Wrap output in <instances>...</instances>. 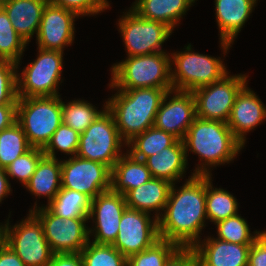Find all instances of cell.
<instances>
[{"mask_svg": "<svg viewBox=\"0 0 266 266\" xmlns=\"http://www.w3.org/2000/svg\"><path fill=\"white\" fill-rule=\"evenodd\" d=\"M171 185L163 214L158 218L159 237L180 247H193L202 238L207 222L206 175H191L179 187ZM206 223V224H205Z\"/></svg>", "mask_w": 266, "mask_h": 266, "instance_id": "cell-1", "label": "cell"}, {"mask_svg": "<svg viewBox=\"0 0 266 266\" xmlns=\"http://www.w3.org/2000/svg\"><path fill=\"white\" fill-rule=\"evenodd\" d=\"M186 158L189 152L197 154L199 162L194 175H212L214 167L231 163L244 149L227 123L196 117L182 139Z\"/></svg>", "mask_w": 266, "mask_h": 266, "instance_id": "cell-2", "label": "cell"}, {"mask_svg": "<svg viewBox=\"0 0 266 266\" xmlns=\"http://www.w3.org/2000/svg\"><path fill=\"white\" fill-rule=\"evenodd\" d=\"M107 100V110L113 115L116 127L127 144L135 136L154 126L155 116L165 94L172 89L135 88L119 90Z\"/></svg>", "mask_w": 266, "mask_h": 266, "instance_id": "cell-3", "label": "cell"}, {"mask_svg": "<svg viewBox=\"0 0 266 266\" xmlns=\"http://www.w3.org/2000/svg\"><path fill=\"white\" fill-rule=\"evenodd\" d=\"M110 83L119 90L135 88L173 89L168 52L126 57L111 67Z\"/></svg>", "mask_w": 266, "mask_h": 266, "instance_id": "cell-4", "label": "cell"}, {"mask_svg": "<svg viewBox=\"0 0 266 266\" xmlns=\"http://www.w3.org/2000/svg\"><path fill=\"white\" fill-rule=\"evenodd\" d=\"M16 121L30 146L44 149L62 124L61 95L18 98Z\"/></svg>", "mask_w": 266, "mask_h": 266, "instance_id": "cell-5", "label": "cell"}, {"mask_svg": "<svg viewBox=\"0 0 266 266\" xmlns=\"http://www.w3.org/2000/svg\"><path fill=\"white\" fill-rule=\"evenodd\" d=\"M184 47V51L170 53L173 90L193 92L197 88L220 81L230 73L220 57L195 52L191 43Z\"/></svg>", "mask_w": 266, "mask_h": 266, "instance_id": "cell-6", "label": "cell"}, {"mask_svg": "<svg viewBox=\"0 0 266 266\" xmlns=\"http://www.w3.org/2000/svg\"><path fill=\"white\" fill-rule=\"evenodd\" d=\"M36 59L17 72L18 98L59 96L63 82V54L59 50H44L37 47Z\"/></svg>", "mask_w": 266, "mask_h": 266, "instance_id": "cell-7", "label": "cell"}, {"mask_svg": "<svg viewBox=\"0 0 266 266\" xmlns=\"http://www.w3.org/2000/svg\"><path fill=\"white\" fill-rule=\"evenodd\" d=\"M126 143L120 137L113 115L106 109L79 136V146L76 156L97 161L110 169L124 154Z\"/></svg>", "mask_w": 266, "mask_h": 266, "instance_id": "cell-8", "label": "cell"}, {"mask_svg": "<svg viewBox=\"0 0 266 266\" xmlns=\"http://www.w3.org/2000/svg\"><path fill=\"white\" fill-rule=\"evenodd\" d=\"M122 15L117 27L125 44L127 57L166 52L162 45L174 33L171 27L159 21L144 19L131 8Z\"/></svg>", "mask_w": 266, "mask_h": 266, "instance_id": "cell-9", "label": "cell"}, {"mask_svg": "<svg viewBox=\"0 0 266 266\" xmlns=\"http://www.w3.org/2000/svg\"><path fill=\"white\" fill-rule=\"evenodd\" d=\"M37 200L29 209L42 223L44 235L51 251L56 253H80L91 240L88 218L63 219L46 206H37Z\"/></svg>", "mask_w": 266, "mask_h": 266, "instance_id": "cell-10", "label": "cell"}, {"mask_svg": "<svg viewBox=\"0 0 266 266\" xmlns=\"http://www.w3.org/2000/svg\"><path fill=\"white\" fill-rule=\"evenodd\" d=\"M8 216L6 244L26 266H47L54 253L45 238L39 219L29 212L26 218L11 226V215Z\"/></svg>", "mask_w": 266, "mask_h": 266, "instance_id": "cell-11", "label": "cell"}, {"mask_svg": "<svg viewBox=\"0 0 266 266\" xmlns=\"http://www.w3.org/2000/svg\"><path fill=\"white\" fill-rule=\"evenodd\" d=\"M245 74H226L220 81L202 86L193 91L196 102V117L204 120L227 123L237 93L249 82Z\"/></svg>", "mask_w": 266, "mask_h": 266, "instance_id": "cell-12", "label": "cell"}, {"mask_svg": "<svg viewBox=\"0 0 266 266\" xmlns=\"http://www.w3.org/2000/svg\"><path fill=\"white\" fill-rule=\"evenodd\" d=\"M61 187L93 199L111 189V169L103 163L78 156L62 159Z\"/></svg>", "mask_w": 266, "mask_h": 266, "instance_id": "cell-13", "label": "cell"}, {"mask_svg": "<svg viewBox=\"0 0 266 266\" xmlns=\"http://www.w3.org/2000/svg\"><path fill=\"white\" fill-rule=\"evenodd\" d=\"M152 215L126 207L112 244L126 258L149 248L160 239L158 219Z\"/></svg>", "mask_w": 266, "mask_h": 266, "instance_id": "cell-14", "label": "cell"}, {"mask_svg": "<svg viewBox=\"0 0 266 266\" xmlns=\"http://www.w3.org/2000/svg\"><path fill=\"white\" fill-rule=\"evenodd\" d=\"M126 207L125 196L111 189L92 199L88 217L89 222L92 220V224L95 223L92 228L89 226L92 242L107 245L114 243Z\"/></svg>", "mask_w": 266, "mask_h": 266, "instance_id": "cell-15", "label": "cell"}, {"mask_svg": "<svg viewBox=\"0 0 266 266\" xmlns=\"http://www.w3.org/2000/svg\"><path fill=\"white\" fill-rule=\"evenodd\" d=\"M195 118L196 102L193 92L172 89L161 102L154 127L182 140Z\"/></svg>", "mask_w": 266, "mask_h": 266, "instance_id": "cell-16", "label": "cell"}, {"mask_svg": "<svg viewBox=\"0 0 266 266\" xmlns=\"http://www.w3.org/2000/svg\"><path fill=\"white\" fill-rule=\"evenodd\" d=\"M74 12L48 2L43 10L39 30L36 35L37 47L44 50L64 51L75 38Z\"/></svg>", "mask_w": 266, "mask_h": 266, "instance_id": "cell-17", "label": "cell"}, {"mask_svg": "<svg viewBox=\"0 0 266 266\" xmlns=\"http://www.w3.org/2000/svg\"><path fill=\"white\" fill-rule=\"evenodd\" d=\"M266 121V105L246 83L237 93L227 122L234 136L243 144L246 135Z\"/></svg>", "mask_w": 266, "mask_h": 266, "instance_id": "cell-18", "label": "cell"}, {"mask_svg": "<svg viewBox=\"0 0 266 266\" xmlns=\"http://www.w3.org/2000/svg\"><path fill=\"white\" fill-rule=\"evenodd\" d=\"M258 0H215L219 42L224 54L232 47L238 33L248 21Z\"/></svg>", "mask_w": 266, "mask_h": 266, "instance_id": "cell-19", "label": "cell"}, {"mask_svg": "<svg viewBox=\"0 0 266 266\" xmlns=\"http://www.w3.org/2000/svg\"><path fill=\"white\" fill-rule=\"evenodd\" d=\"M199 266H247L251 244H235L207 236L192 247Z\"/></svg>", "mask_w": 266, "mask_h": 266, "instance_id": "cell-20", "label": "cell"}, {"mask_svg": "<svg viewBox=\"0 0 266 266\" xmlns=\"http://www.w3.org/2000/svg\"><path fill=\"white\" fill-rule=\"evenodd\" d=\"M49 0H11L0 7L6 12L13 28L27 43L37 35L43 10Z\"/></svg>", "mask_w": 266, "mask_h": 266, "instance_id": "cell-21", "label": "cell"}, {"mask_svg": "<svg viewBox=\"0 0 266 266\" xmlns=\"http://www.w3.org/2000/svg\"><path fill=\"white\" fill-rule=\"evenodd\" d=\"M188 159L182 140L166 147L160 153L147 157L144 162L153 178L164 179L177 184L185 177ZM177 182V183H176Z\"/></svg>", "mask_w": 266, "mask_h": 266, "instance_id": "cell-22", "label": "cell"}, {"mask_svg": "<svg viewBox=\"0 0 266 266\" xmlns=\"http://www.w3.org/2000/svg\"><path fill=\"white\" fill-rule=\"evenodd\" d=\"M171 185L167 180L151 178L125 195L127 207L150 214L155 212L153 216L158 219L167 204Z\"/></svg>", "mask_w": 266, "mask_h": 266, "instance_id": "cell-23", "label": "cell"}, {"mask_svg": "<svg viewBox=\"0 0 266 266\" xmlns=\"http://www.w3.org/2000/svg\"><path fill=\"white\" fill-rule=\"evenodd\" d=\"M197 0H135L130 7L140 17L167 24L173 30Z\"/></svg>", "mask_w": 266, "mask_h": 266, "instance_id": "cell-24", "label": "cell"}, {"mask_svg": "<svg viewBox=\"0 0 266 266\" xmlns=\"http://www.w3.org/2000/svg\"><path fill=\"white\" fill-rule=\"evenodd\" d=\"M151 178L153 177L145 162L126 152L111 169V190L125 196L131 189L139 187Z\"/></svg>", "mask_w": 266, "mask_h": 266, "instance_id": "cell-25", "label": "cell"}, {"mask_svg": "<svg viewBox=\"0 0 266 266\" xmlns=\"http://www.w3.org/2000/svg\"><path fill=\"white\" fill-rule=\"evenodd\" d=\"M24 187L37 199L47 197V206L61 189V159L44 155Z\"/></svg>", "mask_w": 266, "mask_h": 266, "instance_id": "cell-26", "label": "cell"}, {"mask_svg": "<svg viewBox=\"0 0 266 266\" xmlns=\"http://www.w3.org/2000/svg\"><path fill=\"white\" fill-rule=\"evenodd\" d=\"M177 140L172 134L153 126L130 140L126 144V152L133 158L144 161L147 157L172 146Z\"/></svg>", "mask_w": 266, "mask_h": 266, "instance_id": "cell-27", "label": "cell"}, {"mask_svg": "<svg viewBox=\"0 0 266 266\" xmlns=\"http://www.w3.org/2000/svg\"><path fill=\"white\" fill-rule=\"evenodd\" d=\"M212 181V175H206V214L207 220L216 224L237 215L239 203L230 192L215 188Z\"/></svg>", "mask_w": 266, "mask_h": 266, "instance_id": "cell-28", "label": "cell"}, {"mask_svg": "<svg viewBox=\"0 0 266 266\" xmlns=\"http://www.w3.org/2000/svg\"><path fill=\"white\" fill-rule=\"evenodd\" d=\"M92 199L84 193L60 189L56 197L46 206L56 216L67 218H88Z\"/></svg>", "mask_w": 266, "mask_h": 266, "instance_id": "cell-29", "label": "cell"}, {"mask_svg": "<svg viewBox=\"0 0 266 266\" xmlns=\"http://www.w3.org/2000/svg\"><path fill=\"white\" fill-rule=\"evenodd\" d=\"M102 110L84 99H74L65 103L62 99V123L78 133H83L106 109L105 101Z\"/></svg>", "mask_w": 266, "mask_h": 266, "instance_id": "cell-30", "label": "cell"}, {"mask_svg": "<svg viewBox=\"0 0 266 266\" xmlns=\"http://www.w3.org/2000/svg\"><path fill=\"white\" fill-rule=\"evenodd\" d=\"M27 45L13 28L6 12L0 7V61L15 62L19 72L20 61Z\"/></svg>", "mask_w": 266, "mask_h": 266, "instance_id": "cell-31", "label": "cell"}, {"mask_svg": "<svg viewBox=\"0 0 266 266\" xmlns=\"http://www.w3.org/2000/svg\"><path fill=\"white\" fill-rule=\"evenodd\" d=\"M31 148L24 131L16 121L0 131V167L6 168Z\"/></svg>", "mask_w": 266, "mask_h": 266, "instance_id": "cell-32", "label": "cell"}, {"mask_svg": "<svg viewBox=\"0 0 266 266\" xmlns=\"http://www.w3.org/2000/svg\"><path fill=\"white\" fill-rule=\"evenodd\" d=\"M214 225L217 229L215 238L235 244H252L262 233L258 230L251 232L247 220L239 213Z\"/></svg>", "mask_w": 266, "mask_h": 266, "instance_id": "cell-33", "label": "cell"}, {"mask_svg": "<svg viewBox=\"0 0 266 266\" xmlns=\"http://www.w3.org/2000/svg\"><path fill=\"white\" fill-rule=\"evenodd\" d=\"M180 248L174 242L159 239L152 246L127 258V266H165Z\"/></svg>", "mask_w": 266, "mask_h": 266, "instance_id": "cell-34", "label": "cell"}, {"mask_svg": "<svg viewBox=\"0 0 266 266\" xmlns=\"http://www.w3.org/2000/svg\"><path fill=\"white\" fill-rule=\"evenodd\" d=\"M84 266H127V258L113 245L91 242L80 252Z\"/></svg>", "mask_w": 266, "mask_h": 266, "instance_id": "cell-35", "label": "cell"}, {"mask_svg": "<svg viewBox=\"0 0 266 266\" xmlns=\"http://www.w3.org/2000/svg\"><path fill=\"white\" fill-rule=\"evenodd\" d=\"M79 136L80 133L62 123L43 149L44 155L57 158L56 153L60 151L64 155H70L69 157L76 156L79 146Z\"/></svg>", "mask_w": 266, "mask_h": 266, "instance_id": "cell-36", "label": "cell"}, {"mask_svg": "<svg viewBox=\"0 0 266 266\" xmlns=\"http://www.w3.org/2000/svg\"><path fill=\"white\" fill-rule=\"evenodd\" d=\"M43 156V149L31 147L26 153L20 155L5 168L7 176L9 179H17L22 186H25Z\"/></svg>", "mask_w": 266, "mask_h": 266, "instance_id": "cell-37", "label": "cell"}, {"mask_svg": "<svg viewBox=\"0 0 266 266\" xmlns=\"http://www.w3.org/2000/svg\"><path fill=\"white\" fill-rule=\"evenodd\" d=\"M17 64L0 61V105L17 104Z\"/></svg>", "mask_w": 266, "mask_h": 266, "instance_id": "cell-38", "label": "cell"}, {"mask_svg": "<svg viewBox=\"0 0 266 266\" xmlns=\"http://www.w3.org/2000/svg\"><path fill=\"white\" fill-rule=\"evenodd\" d=\"M49 2L74 12L78 17L96 16L110 8L108 0H49Z\"/></svg>", "mask_w": 266, "mask_h": 266, "instance_id": "cell-39", "label": "cell"}, {"mask_svg": "<svg viewBox=\"0 0 266 266\" xmlns=\"http://www.w3.org/2000/svg\"><path fill=\"white\" fill-rule=\"evenodd\" d=\"M247 266H266V231L251 244Z\"/></svg>", "mask_w": 266, "mask_h": 266, "instance_id": "cell-40", "label": "cell"}, {"mask_svg": "<svg viewBox=\"0 0 266 266\" xmlns=\"http://www.w3.org/2000/svg\"><path fill=\"white\" fill-rule=\"evenodd\" d=\"M165 266H199V261L192 247H180L169 258Z\"/></svg>", "mask_w": 266, "mask_h": 266, "instance_id": "cell-41", "label": "cell"}, {"mask_svg": "<svg viewBox=\"0 0 266 266\" xmlns=\"http://www.w3.org/2000/svg\"><path fill=\"white\" fill-rule=\"evenodd\" d=\"M47 266H84V264L80 253H56Z\"/></svg>", "mask_w": 266, "mask_h": 266, "instance_id": "cell-42", "label": "cell"}, {"mask_svg": "<svg viewBox=\"0 0 266 266\" xmlns=\"http://www.w3.org/2000/svg\"><path fill=\"white\" fill-rule=\"evenodd\" d=\"M17 104H2L0 105V131L11 126L16 122Z\"/></svg>", "mask_w": 266, "mask_h": 266, "instance_id": "cell-43", "label": "cell"}, {"mask_svg": "<svg viewBox=\"0 0 266 266\" xmlns=\"http://www.w3.org/2000/svg\"><path fill=\"white\" fill-rule=\"evenodd\" d=\"M0 266H26L7 244L0 250Z\"/></svg>", "mask_w": 266, "mask_h": 266, "instance_id": "cell-44", "label": "cell"}, {"mask_svg": "<svg viewBox=\"0 0 266 266\" xmlns=\"http://www.w3.org/2000/svg\"><path fill=\"white\" fill-rule=\"evenodd\" d=\"M5 168L0 167V203L12 193L11 183H9ZM4 198V199H3Z\"/></svg>", "mask_w": 266, "mask_h": 266, "instance_id": "cell-45", "label": "cell"}, {"mask_svg": "<svg viewBox=\"0 0 266 266\" xmlns=\"http://www.w3.org/2000/svg\"><path fill=\"white\" fill-rule=\"evenodd\" d=\"M7 238V220L2 224L0 223V250L6 245Z\"/></svg>", "mask_w": 266, "mask_h": 266, "instance_id": "cell-46", "label": "cell"}, {"mask_svg": "<svg viewBox=\"0 0 266 266\" xmlns=\"http://www.w3.org/2000/svg\"><path fill=\"white\" fill-rule=\"evenodd\" d=\"M8 1H11V0H0V5H2L5 2H8Z\"/></svg>", "mask_w": 266, "mask_h": 266, "instance_id": "cell-47", "label": "cell"}]
</instances>
